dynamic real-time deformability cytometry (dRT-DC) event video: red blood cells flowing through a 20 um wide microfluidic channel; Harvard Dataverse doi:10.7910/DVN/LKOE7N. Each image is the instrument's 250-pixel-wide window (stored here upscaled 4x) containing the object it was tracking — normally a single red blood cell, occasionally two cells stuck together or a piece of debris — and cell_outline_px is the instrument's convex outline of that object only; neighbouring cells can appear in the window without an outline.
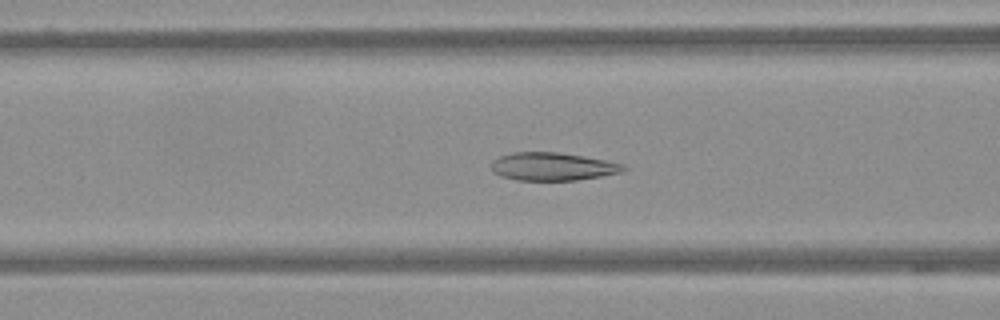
{"species": "Egyptian fruit bat (a non-hibernating species)", "species_latin": "Rousettus aegyptiacus", "temperature_condition": "warm", "stored_images_in_passage": 41, "camera_frame_rate_fps": 3000, "um_per_image_px": 0.085, "frame": {"image": 1, "passage_image": 15, "time_ms": 4.667, "image_size_px": [1000, 320], "cell_outline_px": [[628, 168], [620, 172], [600, 176], [576, 180], [516, 180], [500, 176], [492, 172], [492, 160], [500, 156], [512, 152], [556, 152], [604, 160], [624, 164]], "centroid_in_image_um": [46.92, 14.16], "position_along_channel_um": 119.7, "area_um2": 21.39}}
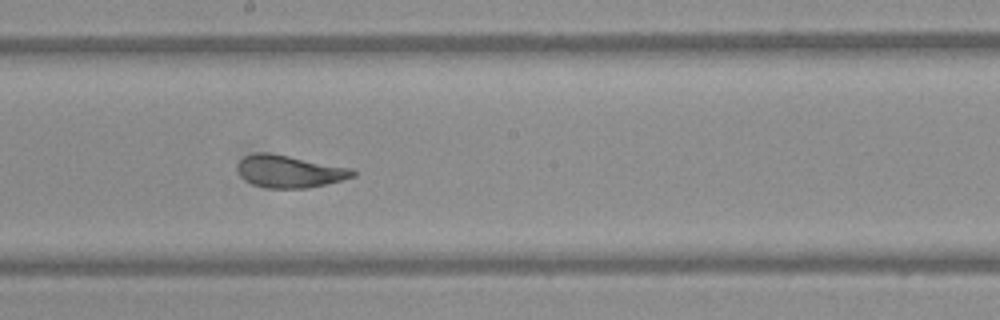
{"frame": {"image": 2, "passage_image": 24, "time_ms": 7.667, "image_size_px": [1000, 320], "cell_outline_px": [[356, 176], [324, 184], [304, 188], [264, 188], [252, 184], [244, 180], [240, 176], [236, 168], [240, 160], [244, 156], [256, 152], [268, 152], [352, 168], [356, 172]], "centroid_in_image_um": [24.56, 14.56], "position_along_channel_um": 223.6, "area_um2": 21.73}}
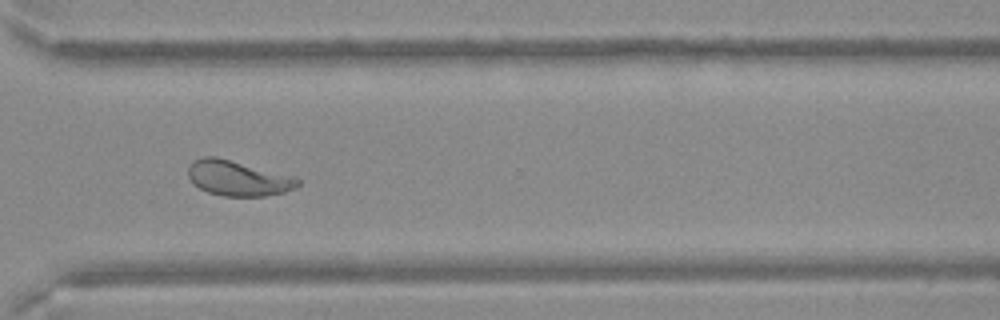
{"frame": {"image": 3, "passage_image": 35, "time_ms": 11.333, "image_size_px": [1000, 320], "cell_outline_px": [[300, 184], [284, 192], [264, 196], [220, 196], [208, 192], [192, 184], [188, 176], [188, 168], [196, 160], [204, 156], [216, 156], [300, 180]], "centroid_in_image_um": [20.13, 15.17], "position_along_channel_um": 350.5, "area_um2": 21.73}}